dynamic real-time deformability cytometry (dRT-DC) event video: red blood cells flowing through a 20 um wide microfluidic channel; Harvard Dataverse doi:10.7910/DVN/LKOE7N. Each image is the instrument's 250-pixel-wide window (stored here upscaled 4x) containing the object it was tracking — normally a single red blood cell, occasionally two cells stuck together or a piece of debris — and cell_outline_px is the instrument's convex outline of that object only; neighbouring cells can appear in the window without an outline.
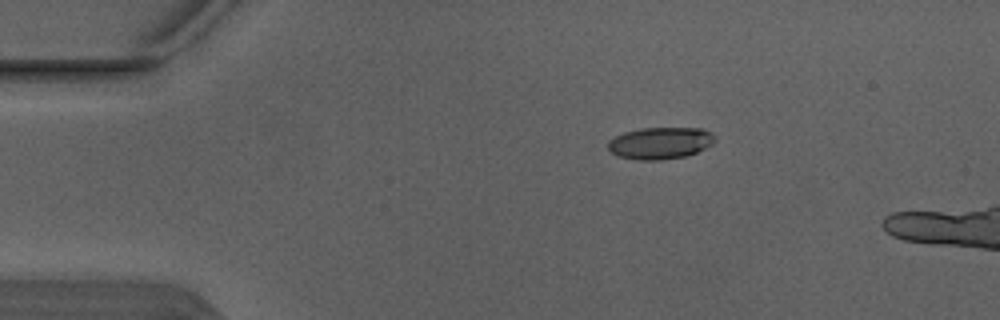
{"species": "Egyptian fruit bat (a non-hibernating species)", "species_latin": "Rousettus aegyptiacus", "temperature_condition": "warm", "stored_images_in_passage": 3, "camera_frame_rate_fps": 3000, "um_per_image_px": 0.085, "animal": {"sex": "male"}, "frame": {"image": 1, "passage_image": 3, "time_ms": 0.667, "image_size_px": [1000, 320], "cell_outline_px": [[716, 140], [712, 144], [696, 152], [684, 156], [660, 160], [640, 160], [616, 156], [608, 148], [608, 140], [624, 132], [640, 128], [700, 128], [708, 132]], "centroid_in_image_um": [56.07, 12.16], "position_along_channel_um": 28.9, "area_um2": 19.65}}